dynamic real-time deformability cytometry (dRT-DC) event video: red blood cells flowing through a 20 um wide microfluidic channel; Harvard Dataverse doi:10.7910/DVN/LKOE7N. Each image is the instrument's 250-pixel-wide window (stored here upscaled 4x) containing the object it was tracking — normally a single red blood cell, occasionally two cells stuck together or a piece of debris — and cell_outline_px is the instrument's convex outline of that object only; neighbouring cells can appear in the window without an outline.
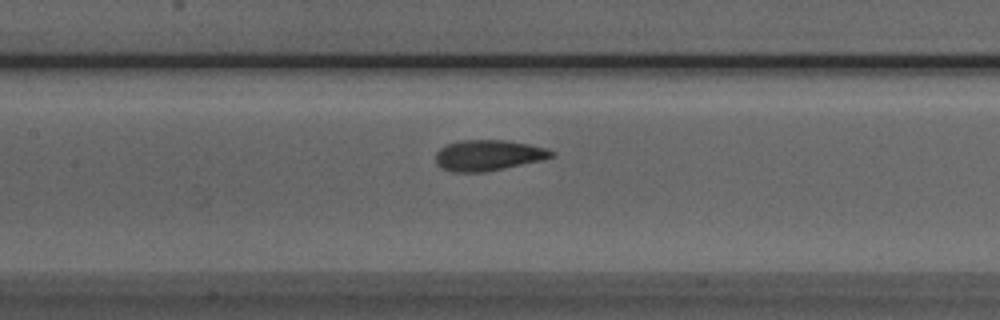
{"species": "Egyptian fruit bat (a non-hibernating species)", "species_latin": "Rousettus aegyptiacus", "temperature_condition": "room temperature", "stored_images_in_passage": 27, "camera_frame_rate_fps": 3000, "um_per_image_px": 0.085, "animal": {"sex": "male"}, "frame": {"image": 1, "passage_image": 9, "time_ms": 2.667, "image_size_px": [1000, 320], "cell_outline_px": [[556, 156], [540, 160], [504, 168], [484, 172], [452, 172], [440, 168], [436, 164], [436, 152], [440, 148], [448, 144], [460, 140], [504, 140], [528, 144], [548, 148], [556, 152]], "centroid_in_image_um": [41.5, 13.2], "position_along_channel_um": 165.9, "area_um2": 20.81}}
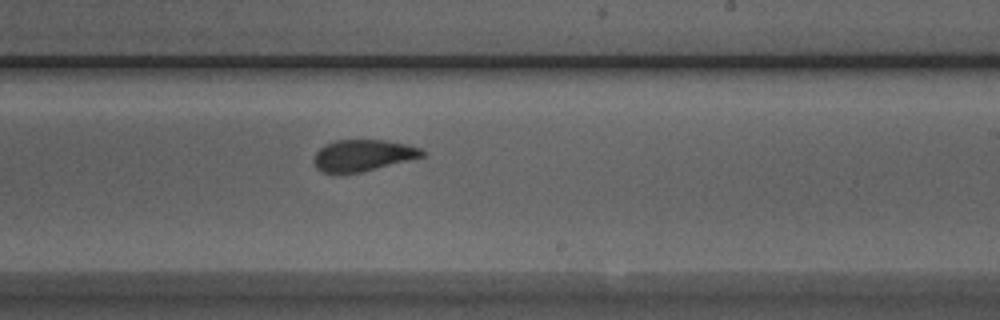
{"frame": {"image": 2, "passage_image": 16, "time_ms": 5.0, "image_size_px": [1000, 320], "cell_outline_px": [[424, 156], [360, 172], [320, 172], [312, 164], [312, 160], [316, 152], [324, 144], [336, 140], [388, 140], [408, 144], [420, 148], [424, 152]], "centroid_in_image_um": [30.8, 13.19], "position_along_channel_um": 258.2, "area_um2": 19.77}}
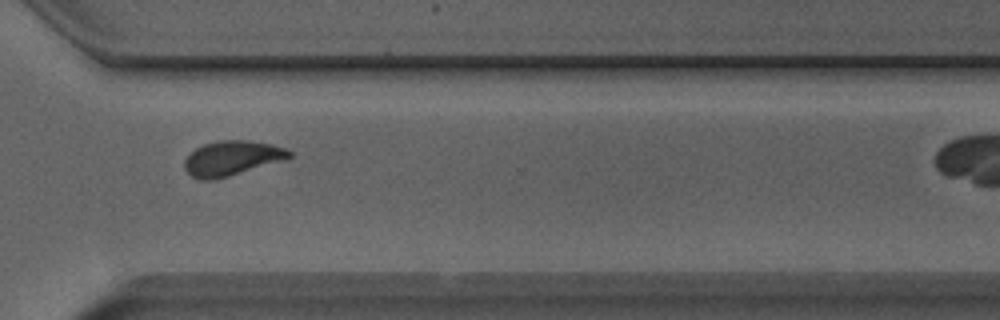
{"frame": {"image": 3, "passage_image": 23, "time_ms": 7.333, "image_size_px": [1000, 320], "cell_outline_px": [[292, 156], [288, 160], [216, 180], [196, 180], [184, 168], [184, 160], [196, 148], [204, 144], [220, 140], [248, 140], [272, 144], [284, 148], [292, 152]], "centroid_in_image_um": [19.75, 13.47], "position_along_channel_um": 350.9, "area_um2": 21.62}}